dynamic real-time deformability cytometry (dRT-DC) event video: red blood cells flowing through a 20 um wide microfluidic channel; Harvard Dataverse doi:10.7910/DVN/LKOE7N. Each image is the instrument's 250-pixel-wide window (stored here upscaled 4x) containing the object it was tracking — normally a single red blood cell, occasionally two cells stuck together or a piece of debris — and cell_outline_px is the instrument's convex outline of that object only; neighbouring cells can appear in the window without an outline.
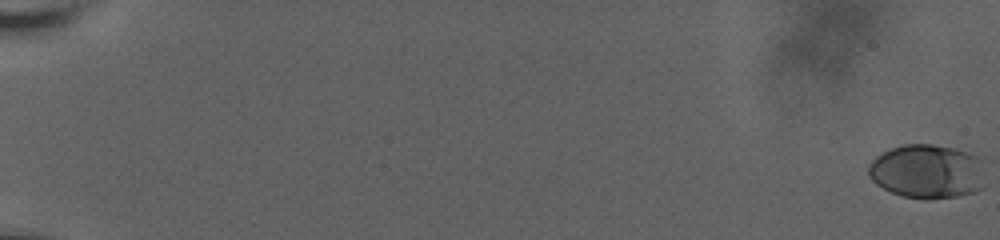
{"species": "human", "species_latin": "Homo sapiens", "temperature_condition": "room temperature", "stored_images_in_passage": 23, "camera_frame_rate_fps": 3000, "um_per_image_px": 0.085, "donor": {"sex": "male"}, "frame": {"image": 1, "passage_image": 1, "time_ms": 0.0, "image_size_px": [1000, 240], "cell_outline_px": [[980, 188], [972, 192], [956, 196], [928, 200], [904, 196], [892, 192], [876, 184], [872, 180], [868, 172], [868, 164], [876, 156], [892, 148], [904, 144], [932, 144], [952, 148], [968, 152], [976, 156]], "centroid_in_image_um": [78.68, 14.57], "position_along_channel_um": 6.3, "area_um2": 35.78}}
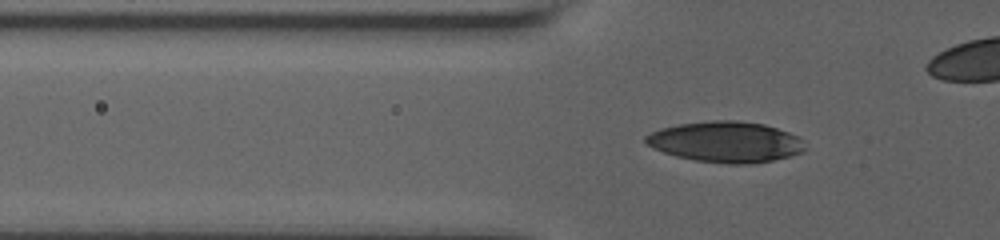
{"frame": {"image": 2, "passage_image": 17, "time_ms": 8.0, "image_size_px": [1000, 240], "cell_outline_px": [[804, 152], [772, 160], [752, 164], [728, 164], [696, 160], [676, 156], [652, 148], [644, 144], [644, 136], [660, 128], [680, 124], [712, 120], [736, 120], [764, 124], [788, 132], [796, 136], [800, 140], [804, 148]], "centroid_in_image_um": [61.64, 12.06], "position_along_channel_um": 64.2, "area_um2": 37.74}}